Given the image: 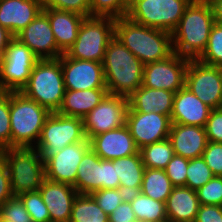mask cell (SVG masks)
Segmentation results:
<instances>
[{"instance_id": "6da1fadb", "label": "cell", "mask_w": 222, "mask_h": 222, "mask_svg": "<svg viewBox=\"0 0 222 222\" xmlns=\"http://www.w3.org/2000/svg\"><path fill=\"white\" fill-rule=\"evenodd\" d=\"M215 23L208 0H192L172 32L173 52L189 59H197L205 50Z\"/></svg>"}, {"instance_id": "7a4b0ae2", "label": "cell", "mask_w": 222, "mask_h": 222, "mask_svg": "<svg viewBox=\"0 0 222 222\" xmlns=\"http://www.w3.org/2000/svg\"><path fill=\"white\" fill-rule=\"evenodd\" d=\"M115 37L144 65L173 53L172 33L138 24L127 16L115 19Z\"/></svg>"}, {"instance_id": "3957f363", "label": "cell", "mask_w": 222, "mask_h": 222, "mask_svg": "<svg viewBox=\"0 0 222 222\" xmlns=\"http://www.w3.org/2000/svg\"><path fill=\"white\" fill-rule=\"evenodd\" d=\"M108 94L129 97L143 84L144 64L115 36L102 62Z\"/></svg>"}, {"instance_id": "277c9868", "label": "cell", "mask_w": 222, "mask_h": 222, "mask_svg": "<svg viewBox=\"0 0 222 222\" xmlns=\"http://www.w3.org/2000/svg\"><path fill=\"white\" fill-rule=\"evenodd\" d=\"M6 163L14 196L39 191L45 179L44 159L35 147H10L0 151Z\"/></svg>"}, {"instance_id": "5b68a950", "label": "cell", "mask_w": 222, "mask_h": 222, "mask_svg": "<svg viewBox=\"0 0 222 222\" xmlns=\"http://www.w3.org/2000/svg\"><path fill=\"white\" fill-rule=\"evenodd\" d=\"M49 114L22 92H10L11 147H35Z\"/></svg>"}, {"instance_id": "8992f818", "label": "cell", "mask_w": 222, "mask_h": 222, "mask_svg": "<svg viewBox=\"0 0 222 222\" xmlns=\"http://www.w3.org/2000/svg\"><path fill=\"white\" fill-rule=\"evenodd\" d=\"M21 92L45 107L50 113L57 112L65 93L60 57L39 59Z\"/></svg>"}, {"instance_id": "52a82bcc", "label": "cell", "mask_w": 222, "mask_h": 222, "mask_svg": "<svg viewBox=\"0 0 222 222\" xmlns=\"http://www.w3.org/2000/svg\"><path fill=\"white\" fill-rule=\"evenodd\" d=\"M114 36V18L85 17L79 27L77 39L65 54L74 59L103 62L108 43Z\"/></svg>"}, {"instance_id": "ba28073f", "label": "cell", "mask_w": 222, "mask_h": 222, "mask_svg": "<svg viewBox=\"0 0 222 222\" xmlns=\"http://www.w3.org/2000/svg\"><path fill=\"white\" fill-rule=\"evenodd\" d=\"M39 58L14 37L0 57V91L21 92Z\"/></svg>"}, {"instance_id": "9c48e42d", "label": "cell", "mask_w": 222, "mask_h": 222, "mask_svg": "<svg viewBox=\"0 0 222 222\" xmlns=\"http://www.w3.org/2000/svg\"><path fill=\"white\" fill-rule=\"evenodd\" d=\"M192 0H138L127 17L144 26L172 33Z\"/></svg>"}, {"instance_id": "30bf717a", "label": "cell", "mask_w": 222, "mask_h": 222, "mask_svg": "<svg viewBox=\"0 0 222 222\" xmlns=\"http://www.w3.org/2000/svg\"><path fill=\"white\" fill-rule=\"evenodd\" d=\"M85 139L83 119L53 112L46 118L35 148L45 159L67 145Z\"/></svg>"}, {"instance_id": "8fae6325", "label": "cell", "mask_w": 222, "mask_h": 222, "mask_svg": "<svg viewBox=\"0 0 222 222\" xmlns=\"http://www.w3.org/2000/svg\"><path fill=\"white\" fill-rule=\"evenodd\" d=\"M185 87L210 108H222V67L190 59L185 75Z\"/></svg>"}, {"instance_id": "7c38bea8", "label": "cell", "mask_w": 222, "mask_h": 222, "mask_svg": "<svg viewBox=\"0 0 222 222\" xmlns=\"http://www.w3.org/2000/svg\"><path fill=\"white\" fill-rule=\"evenodd\" d=\"M128 98L107 94L103 100L83 118L84 132L89 140L98 134L123 126L126 122Z\"/></svg>"}, {"instance_id": "4fadbf2b", "label": "cell", "mask_w": 222, "mask_h": 222, "mask_svg": "<svg viewBox=\"0 0 222 222\" xmlns=\"http://www.w3.org/2000/svg\"><path fill=\"white\" fill-rule=\"evenodd\" d=\"M189 58L173 52L169 57L143 66V86L177 92L185 86Z\"/></svg>"}, {"instance_id": "5bb4252c", "label": "cell", "mask_w": 222, "mask_h": 222, "mask_svg": "<svg viewBox=\"0 0 222 222\" xmlns=\"http://www.w3.org/2000/svg\"><path fill=\"white\" fill-rule=\"evenodd\" d=\"M90 149L89 139L67 145L44 159L45 178L53 182L73 185L84 154Z\"/></svg>"}, {"instance_id": "9a60e30c", "label": "cell", "mask_w": 222, "mask_h": 222, "mask_svg": "<svg viewBox=\"0 0 222 222\" xmlns=\"http://www.w3.org/2000/svg\"><path fill=\"white\" fill-rule=\"evenodd\" d=\"M65 90L106 88L102 62L60 56Z\"/></svg>"}, {"instance_id": "2e32d148", "label": "cell", "mask_w": 222, "mask_h": 222, "mask_svg": "<svg viewBox=\"0 0 222 222\" xmlns=\"http://www.w3.org/2000/svg\"><path fill=\"white\" fill-rule=\"evenodd\" d=\"M138 149L168 139L171 118L155 112H127L126 122Z\"/></svg>"}, {"instance_id": "e0dca14e", "label": "cell", "mask_w": 222, "mask_h": 222, "mask_svg": "<svg viewBox=\"0 0 222 222\" xmlns=\"http://www.w3.org/2000/svg\"><path fill=\"white\" fill-rule=\"evenodd\" d=\"M39 59H57L63 53L57 48L48 16L41 11L17 36Z\"/></svg>"}, {"instance_id": "ac0fdd59", "label": "cell", "mask_w": 222, "mask_h": 222, "mask_svg": "<svg viewBox=\"0 0 222 222\" xmlns=\"http://www.w3.org/2000/svg\"><path fill=\"white\" fill-rule=\"evenodd\" d=\"M90 148L103 160H116L139 152L126 124L93 136Z\"/></svg>"}, {"instance_id": "d6986e66", "label": "cell", "mask_w": 222, "mask_h": 222, "mask_svg": "<svg viewBox=\"0 0 222 222\" xmlns=\"http://www.w3.org/2000/svg\"><path fill=\"white\" fill-rule=\"evenodd\" d=\"M39 192L50 213V222H69L73 203L79 194L73 185L43 180Z\"/></svg>"}, {"instance_id": "ffe728a7", "label": "cell", "mask_w": 222, "mask_h": 222, "mask_svg": "<svg viewBox=\"0 0 222 222\" xmlns=\"http://www.w3.org/2000/svg\"><path fill=\"white\" fill-rule=\"evenodd\" d=\"M211 110L184 86L174 95L170 118L172 123L205 127Z\"/></svg>"}, {"instance_id": "44dd1931", "label": "cell", "mask_w": 222, "mask_h": 222, "mask_svg": "<svg viewBox=\"0 0 222 222\" xmlns=\"http://www.w3.org/2000/svg\"><path fill=\"white\" fill-rule=\"evenodd\" d=\"M42 10L40 0H0V25L16 37Z\"/></svg>"}, {"instance_id": "7402d4cb", "label": "cell", "mask_w": 222, "mask_h": 222, "mask_svg": "<svg viewBox=\"0 0 222 222\" xmlns=\"http://www.w3.org/2000/svg\"><path fill=\"white\" fill-rule=\"evenodd\" d=\"M168 139L174 154L187 159L202 156L208 143L204 127L177 123H172Z\"/></svg>"}, {"instance_id": "603a6c76", "label": "cell", "mask_w": 222, "mask_h": 222, "mask_svg": "<svg viewBox=\"0 0 222 222\" xmlns=\"http://www.w3.org/2000/svg\"><path fill=\"white\" fill-rule=\"evenodd\" d=\"M175 92L140 86L128 97L127 112L149 113L171 116Z\"/></svg>"}, {"instance_id": "cb8c5ba5", "label": "cell", "mask_w": 222, "mask_h": 222, "mask_svg": "<svg viewBox=\"0 0 222 222\" xmlns=\"http://www.w3.org/2000/svg\"><path fill=\"white\" fill-rule=\"evenodd\" d=\"M50 21L57 48L66 53L77 39L79 27L84 16L71 12L52 8L42 10Z\"/></svg>"}, {"instance_id": "d4e9b609", "label": "cell", "mask_w": 222, "mask_h": 222, "mask_svg": "<svg viewBox=\"0 0 222 222\" xmlns=\"http://www.w3.org/2000/svg\"><path fill=\"white\" fill-rule=\"evenodd\" d=\"M199 206L196 191L185 186L174 187L165 202L167 220L194 222Z\"/></svg>"}, {"instance_id": "484cf974", "label": "cell", "mask_w": 222, "mask_h": 222, "mask_svg": "<svg viewBox=\"0 0 222 222\" xmlns=\"http://www.w3.org/2000/svg\"><path fill=\"white\" fill-rule=\"evenodd\" d=\"M107 94V88L65 90L57 113L83 119Z\"/></svg>"}, {"instance_id": "4316f807", "label": "cell", "mask_w": 222, "mask_h": 222, "mask_svg": "<svg viewBox=\"0 0 222 222\" xmlns=\"http://www.w3.org/2000/svg\"><path fill=\"white\" fill-rule=\"evenodd\" d=\"M73 186L79 194H91L103 189V159L91 148L80 161Z\"/></svg>"}, {"instance_id": "83f0119b", "label": "cell", "mask_w": 222, "mask_h": 222, "mask_svg": "<svg viewBox=\"0 0 222 222\" xmlns=\"http://www.w3.org/2000/svg\"><path fill=\"white\" fill-rule=\"evenodd\" d=\"M119 177V188L127 195L140 192L145 166L140 152L113 160Z\"/></svg>"}, {"instance_id": "f1b7e54d", "label": "cell", "mask_w": 222, "mask_h": 222, "mask_svg": "<svg viewBox=\"0 0 222 222\" xmlns=\"http://www.w3.org/2000/svg\"><path fill=\"white\" fill-rule=\"evenodd\" d=\"M136 220L140 222H163L167 220L165 202L154 200L141 192L129 194Z\"/></svg>"}, {"instance_id": "f546056e", "label": "cell", "mask_w": 222, "mask_h": 222, "mask_svg": "<svg viewBox=\"0 0 222 222\" xmlns=\"http://www.w3.org/2000/svg\"><path fill=\"white\" fill-rule=\"evenodd\" d=\"M174 187L165 170L145 168L140 189L144 195L166 202Z\"/></svg>"}, {"instance_id": "4dcf8cb0", "label": "cell", "mask_w": 222, "mask_h": 222, "mask_svg": "<svg viewBox=\"0 0 222 222\" xmlns=\"http://www.w3.org/2000/svg\"><path fill=\"white\" fill-rule=\"evenodd\" d=\"M69 222H109V217L90 194H78Z\"/></svg>"}, {"instance_id": "1f68e13d", "label": "cell", "mask_w": 222, "mask_h": 222, "mask_svg": "<svg viewBox=\"0 0 222 222\" xmlns=\"http://www.w3.org/2000/svg\"><path fill=\"white\" fill-rule=\"evenodd\" d=\"M145 168L165 170L174 155L169 139L139 149Z\"/></svg>"}, {"instance_id": "d6a6232c", "label": "cell", "mask_w": 222, "mask_h": 222, "mask_svg": "<svg viewBox=\"0 0 222 222\" xmlns=\"http://www.w3.org/2000/svg\"><path fill=\"white\" fill-rule=\"evenodd\" d=\"M197 60L206 65L222 67V24L214 23L207 46Z\"/></svg>"}, {"instance_id": "836d02e7", "label": "cell", "mask_w": 222, "mask_h": 222, "mask_svg": "<svg viewBox=\"0 0 222 222\" xmlns=\"http://www.w3.org/2000/svg\"><path fill=\"white\" fill-rule=\"evenodd\" d=\"M128 9V0H90V16L117 19L126 17Z\"/></svg>"}, {"instance_id": "e575fe53", "label": "cell", "mask_w": 222, "mask_h": 222, "mask_svg": "<svg viewBox=\"0 0 222 222\" xmlns=\"http://www.w3.org/2000/svg\"><path fill=\"white\" fill-rule=\"evenodd\" d=\"M186 175V187L194 191H197L214 177L213 172L207 166L202 156L189 159Z\"/></svg>"}, {"instance_id": "d590c367", "label": "cell", "mask_w": 222, "mask_h": 222, "mask_svg": "<svg viewBox=\"0 0 222 222\" xmlns=\"http://www.w3.org/2000/svg\"><path fill=\"white\" fill-rule=\"evenodd\" d=\"M32 222H50V213L39 191L28 192L19 196Z\"/></svg>"}, {"instance_id": "8d00e7d4", "label": "cell", "mask_w": 222, "mask_h": 222, "mask_svg": "<svg viewBox=\"0 0 222 222\" xmlns=\"http://www.w3.org/2000/svg\"><path fill=\"white\" fill-rule=\"evenodd\" d=\"M96 203L109 216L122 202L127 199V194L120 188L100 189L90 194Z\"/></svg>"}, {"instance_id": "74e56055", "label": "cell", "mask_w": 222, "mask_h": 222, "mask_svg": "<svg viewBox=\"0 0 222 222\" xmlns=\"http://www.w3.org/2000/svg\"><path fill=\"white\" fill-rule=\"evenodd\" d=\"M10 147V92L0 91V151Z\"/></svg>"}, {"instance_id": "f35d334b", "label": "cell", "mask_w": 222, "mask_h": 222, "mask_svg": "<svg viewBox=\"0 0 222 222\" xmlns=\"http://www.w3.org/2000/svg\"><path fill=\"white\" fill-rule=\"evenodd\" d=\"M0 217L8 222H32L19 196H13L0 206Z\"/></svg>"}, {"instance_id": "ab89813d", "label": "cell", "mask_w": 222, "mask_h": 222, "mask_svg": "<svg viewBox=\"0 0 222 222\" xmlns=\"http://www.w3.org/2000/svg\"><path fill=\"white\" fill-rule=\"evenodd\" d=\"M200 205L222 206V177L214 176L197 191Z\"/></svg>"}, {"instance_id": "60d3db41", "label": "cell", "mask_w": 222, "mask_h": 222, "mask_svg": "<svg viewBox=\"0 0 222 222\" xmlns=\"http://www.w3.org/2000/svg\"><path fill=\"white\" fill-rule=\"evenodd\" d=\"M42 8L71 11L90 17V0H40Z\"/></svg>"}, {"instance_id": "b9f144b4", "label": "cell", "mask_w": 222, "mask_h": 222, "mask_svg": "<svg viewBox=\"0 0 222 222\" xmlns=\"http://www.w3.org/2000/svg\"><path fill=\"white\" fill-rule=\"evenodd\" d=\"M189 159L184 158L180 155L174 154L170 162L168 163L165 171L172 182V184L177 186H185L186 187V179H187V167H188Z\"/></svg>"}, {"instance_id": "7bdbcfd3", "label": "cell", "mask_w": 222, "mask_h": 222, "mask_svg": "<svg viewBox=\"0 0 222 222\" xmlns=\"http://www.w3.org/2000/svg\"><path fill=\"white\" fill-rule=\"evenodd\" d=\"M202 157L214 176L222 177V143L208 141Z\"/></svg>"}, {"instance_id": "ee69618b", "label": "cell", "mask_w": 222, "mask_h": 222, "mask_svg": "<svg viewBox=\"0 0 222 222\" xmlns=\"http://www.w3.org/2000/svg\"><path fill=\"white\" fill-rule=\"evenodd\" d=\"M204 128L208 141L222 143V108L211 110Z\"/></svg>"}, {"instance_id": "f6af8a7d", "label": "cell", "mask_w": 222, "mask_h": 222, "mask_svg": "<svg viewBox=\"0 0 222 222\" xmlns=\"http://www.w3.org/2000/svg\"><path fill=\"white\" fill-rule=\"evenodd\" d=\"M194 222H222V206L200 205Z\"/></svg>"}, {"instance_id": "bcb514c9", "label": "cell", "mask_w": 222, "mask_h": 222, "mask_svg": "<svg viewBox=\"0 0 222 222\" xmlns=\"http://www.w3.org/2000/svg\"><path fill=\"white\" fill-rule=\"evenodd\" d=\"M108 217H109V222L136 221V215L128 199L122 202Z\"/></svg>"}, {"instance_id": "7dc6e473", "label": "cell", "mask_w": 222, "mask_h": 222, "mask_svg": "<svg viewBox=\"0 0 222 222\" xmlns=\"http://www.w3.org/2000/svg\"><path fill=\"white\" fill-rule=\"evenodd\" d=\"M13 196L8 168L0 157V206Z\"/></svg>"}, {"instance_id": "c3c4849f", "label": "cell", "mask_w": 222, "mask_h": 222, "mask_svg": "<svg viewBox=\"0 0 222 222\" xmlns=\"http://www.w3.org/2000/svg\"><path fill=\"white\" fill-rule=\"evenodd\" d=\"M120 181L113 160H103V189H117Z\"/></svg>"}, {"instance_id": "681fc988", "label": "cell", "mask_w": 222, "mask_h": 222, "mask_svg": "<svg viewBox=\"0 0 222 222\" xmlns=\"http://www.w3.org/2000/svg\"><path fill=\"white\" fill-rule=\"evenodd\" d=\"M14 38L11 32L0 25V57L3 55L5 48Z\"/></svg>"}, {"instance_id": "f907efd6", "label": "cell", "mask_w": 222, "mask_h": 222, "mask_svg": "<svg viewBox=\"0 0 222 222\" xmlns=\"http://www.w3.org/2000/svg\"><path fill=\"white\" fill-rule=\"evenodd\" d=\"M213 10L215 22L222 24V0H208Z\"/></svg>"}, {"instance_id": "816d5d0a", "label": "cell", "mask_w": 222, "mask_h": 222, "mask_svg": "<svg viewBox=\"0 0 222 222\" xmlns=\"http://www.w3.org/2000/svg\"><path fill=\"white\" fill-rule=\"evenodd\" d=\"M138 0H128L129 8Z\"/></svg>"}, {"instance_id": "f5cc1de1", "label": "cell", "mask_w": 222, "mask_h": 222, "mask_svg": "<svg viewBox=\"0 0 222 222\" xmlns=\"http://www.w3.org/2000/svg\"><path fill=\"white\" fill-rule=\"evenodd\" d=\"M0 222H8V221L0 217Z\"/></svg>"}]
</instances>
